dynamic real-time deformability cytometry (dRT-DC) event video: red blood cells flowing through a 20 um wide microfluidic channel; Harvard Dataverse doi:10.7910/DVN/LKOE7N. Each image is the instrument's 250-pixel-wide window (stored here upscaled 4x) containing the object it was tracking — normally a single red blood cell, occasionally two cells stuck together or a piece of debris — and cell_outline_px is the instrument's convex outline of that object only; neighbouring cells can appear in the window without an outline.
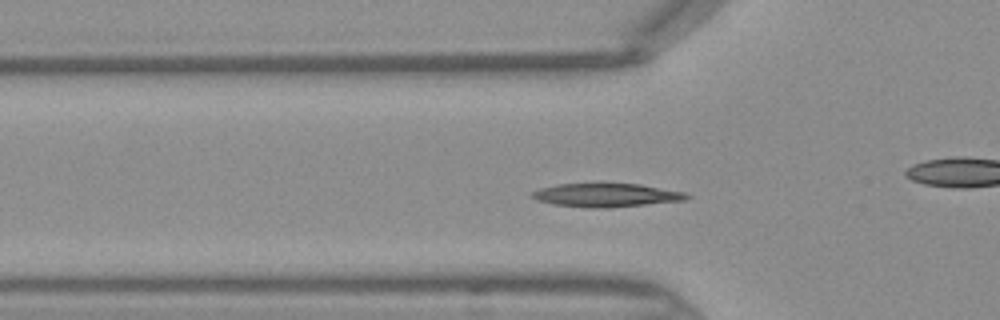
{"species": "Egyptian fruit bat (a non-hibernating species)", "species_latin": "Rousettus aegyptiacus", "temperature_condition": "warm", "stored_images_in_passage": 45, "camera_frame_rate_fps": 3000, "um_per_image_px": 0.085, "frame": {"image": 1, "passage_image": 13, "time_ms": 4.0, "image_size_px": [1000, 320], "cell_outline_px": [[692, 196], [688, 200], [608, 208], [588, 208], [552, 204], [536, 200], [532, 196], [532, 192], [540, 188], [556, 184], [600, 180], [640, 184], [684, 192]], "centroid_in_image_um": [51.52, 16.54], "position_along_channel_um": 74.3, "area_um2": 22.43}}
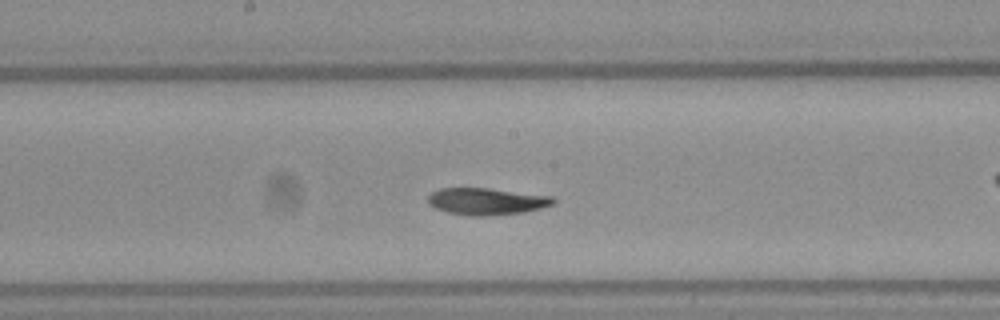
{"frame": {"image": 2, "passage_image": 22, "time_ms": 7.0, "image_size_px": [1000, 320], "cell_outline_px": [[556, 200], [552, 204], [540, 208], [524, 212], [488, 216], [468, 216], [448, 212], [436, 208], [428, 204], [428, 196], [432, 192], [440, 188], [488, 188], [552, 196]], "centroid_in_image_um": [41.34, 17.12], "position_along_channel_um": 206.9, "area_um2": 19.59}}
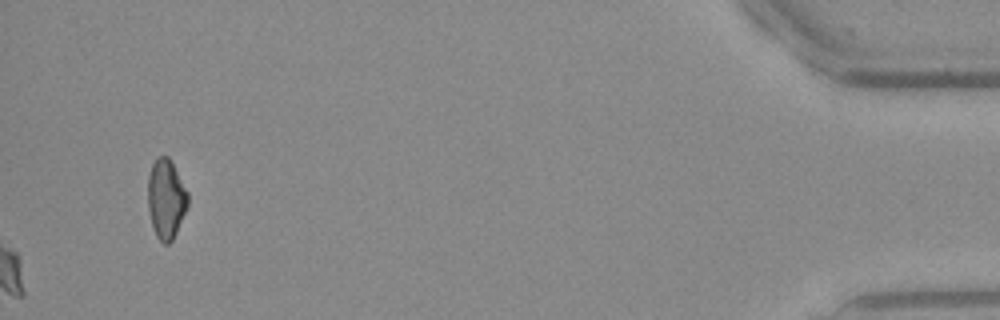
{"frame": {"image": 3, "passage_image": 45, "time_ms": 14.667, "image_size_px": [1000, 320], "cell_outline_px": [[188, 204], [176, 232], [172, 240], [168, 244], [164, 244], [156, 236], [152, 224], [148, 208], [148, 176], [152, 164], [156, 156], [168, 156], [188, 192]], "centroid_in_image_um": [14.1, 16.89], "position_along_channel_um": 421.1, "area_um2": 18.32}}